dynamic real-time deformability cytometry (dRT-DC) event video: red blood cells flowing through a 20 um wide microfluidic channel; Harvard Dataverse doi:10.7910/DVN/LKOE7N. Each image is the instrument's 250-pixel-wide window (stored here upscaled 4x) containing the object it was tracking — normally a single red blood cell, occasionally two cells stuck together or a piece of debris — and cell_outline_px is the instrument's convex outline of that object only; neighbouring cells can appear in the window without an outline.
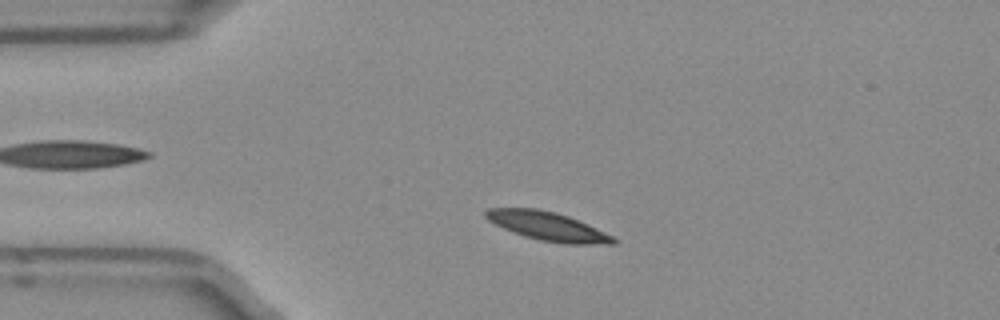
{"species": "Egyptian fruit bat (a non-hibernating species)", "species_latin": "Rousettus aegyptiacus", "temperature_condition": "room temperature", "stored_images_in_passage": 43, "camera_frame_rate_fps": 3000, "um_per_image_px": 0.085, "frame": {"image": 1, "passage_image": 3, "time_ms": 0.667, "image_size_px": [1000, 320], "cell_outline_px": [[620, 240], [616, 244], [564, 244], [540, 240], [524, 236], [512, 232], [488, 220], [484, 216], [484, 212], [488, 208], [536, 208], [556, 212], [568, 216], [612, 236]], "centroid_in_image_um": [46.54, 19.23], "position_along_channel_um": 38.5, "area_um2": 21.21}}
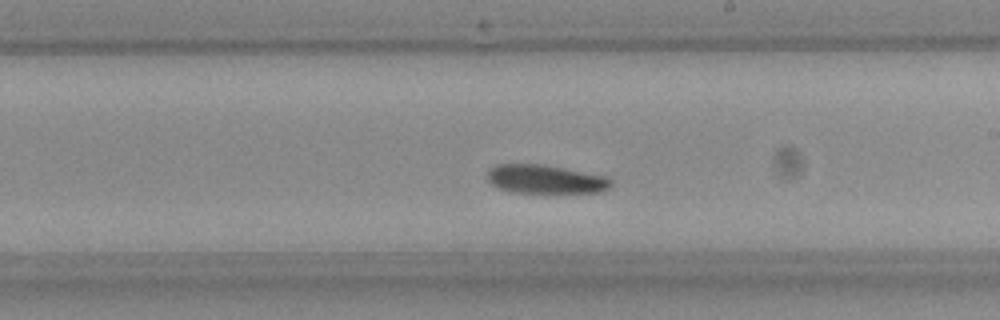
{"frame": {"image": 2, "passage_image": 21, "time_ms": 6.667, "image_size_px": [1000, 320], "cell_outline_px": [[612, 184], [608, 188], [600, 192], [508, 192], [492, 184], [488, 180], [488, 172], [496, 164], [540, 164], [608, 176], [612, 180]], "centroid_in_image_um": [46.38, 15.23], "position_along_channel_um": 242.6, "area_um2": 20.46}}
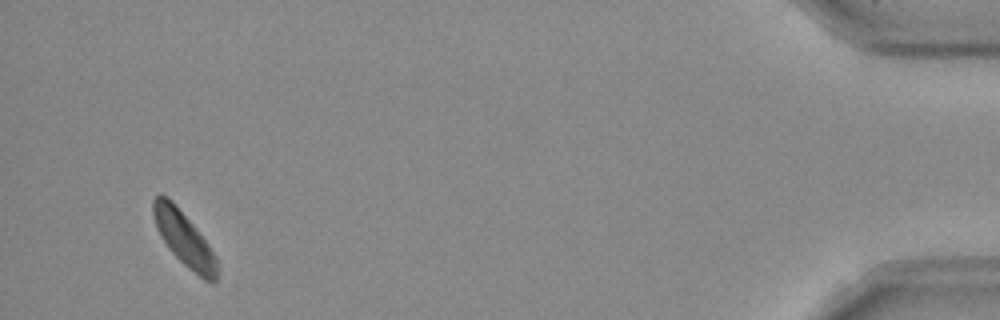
{"frame": {"image": 3, "passage_image": 41, "time_ms": 13.333, "image_size_px": [1000, 320], "cell_outline_px": [[216, 284], [212, 284], [204, 280], [188, 268], [168, 248], [160, 236], [152, 212], [152, 200], [160, 192], [168, 196], [176, 204], [196, 228], [208, 244], [216, 256]], "centroid_in_image_um": [15.63, 20.26], "position_along_channel_um": 419.6, "area_um2": 20.17}, "authors_computed_cell_mechanics": {"area_um2": 21.2126, "velocity_mm_per_s": 3.8715, "shape_relaxation_time_tau1_ms": 2.2657, "shape_relaxation_time_tau2_ms": null, "deformation_change_tau1": 0.0885, "deformation_change_tau2": null}}